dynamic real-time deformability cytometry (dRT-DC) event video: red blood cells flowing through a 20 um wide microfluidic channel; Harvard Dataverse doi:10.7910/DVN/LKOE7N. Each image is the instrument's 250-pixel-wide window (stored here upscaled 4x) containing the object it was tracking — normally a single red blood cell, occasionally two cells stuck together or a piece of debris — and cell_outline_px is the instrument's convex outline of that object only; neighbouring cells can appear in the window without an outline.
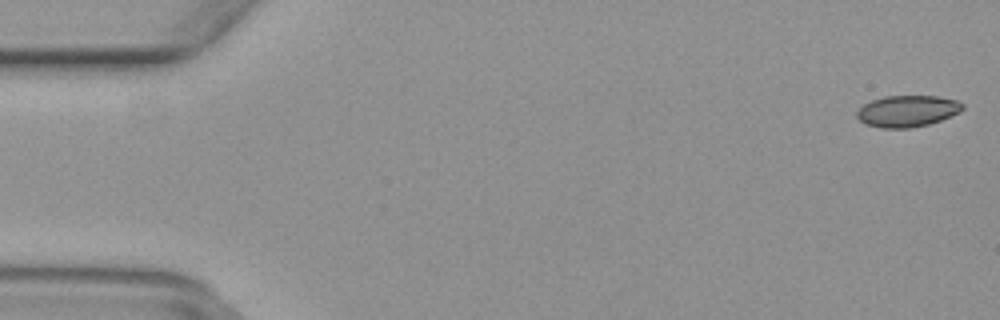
{"species": "common noctule bat (a hibernating species)", "species_latin": "Nyctalus noctula", "temperature_condition": "warm", "stored_images_in_passage": 50, "camera_frame_rate_fps": 3000, "um_per_image_px": 0.085, "animal": {"sex": "female", "body_mass_g": 29.2, "forearm_length_mm": 56.3}, "frame": {"image": 1, "passage_image": 1, "time_ms": 0.0, "image_size_px": [1000, 320], "cell_outline_px": [[964, 108], [960, 112], [940, 120], [928, 124], [912, 128], [880, 128], [864, 124], [856, 116], [856, 112], [864, 104], [872, 100], [884, 96], [936, 96], [956, 100], [964, 104]], "centroid_in_image_um": [77.11, 9.45], "position_along_channel_um": 7.9, "area_um2": 19.42}}
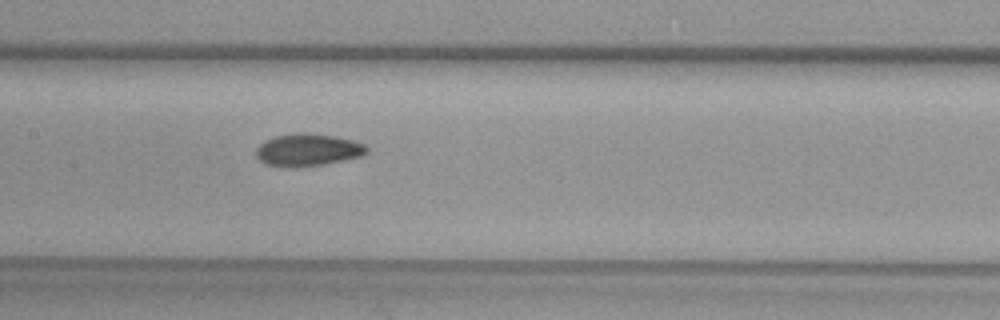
{"frame": {"image": 2, "passage_image": 24, "time_ms": 7.667, "image_size_px": [1000, 320], "cell_outline_px": [[368, 152], [360, 156], [324, 164], [296, 168], [264, 164], [256, 156], [256, 148], [264, 140], [276, 136], [296, 132], [308, 132], [336, 136], [352, 140], [364, 144], [368, 148]], "centroid_in_image_um": [26.14, 12.73], "position_along_channel_um": 181.3, "area_um2": 21.04}}
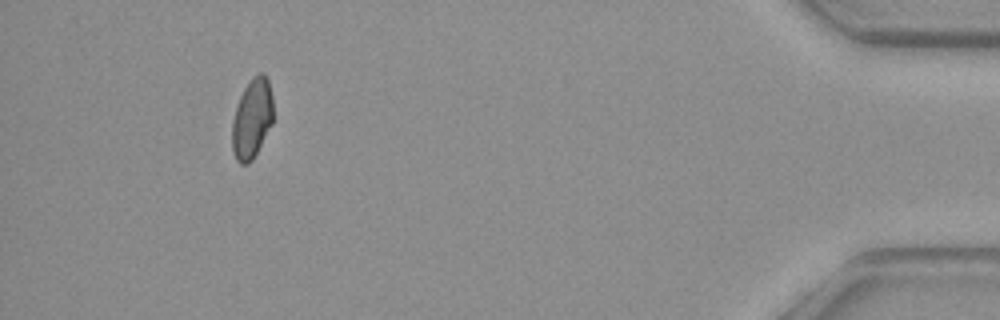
{"frame": {"image": 3, "passage_image": 46, "time_ms": 15.0, "image_size_px": [1000, 320], "cell_outline_px": [[272, 124], [252, 160], [248, 164], [240, 164], [236, 160], [232, 152], [232, 120], [240, 96], [244, 88], [252, 76], [260, 72], [264, 72], [268, 80], [272, 96]], "centroid_in_image_um": [21.41, 10.08], "position_along_channel_um": 413.8, "area_um2": 19.13}}